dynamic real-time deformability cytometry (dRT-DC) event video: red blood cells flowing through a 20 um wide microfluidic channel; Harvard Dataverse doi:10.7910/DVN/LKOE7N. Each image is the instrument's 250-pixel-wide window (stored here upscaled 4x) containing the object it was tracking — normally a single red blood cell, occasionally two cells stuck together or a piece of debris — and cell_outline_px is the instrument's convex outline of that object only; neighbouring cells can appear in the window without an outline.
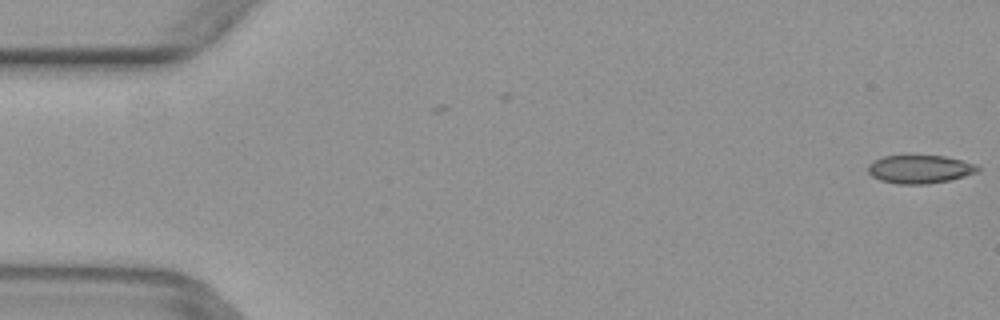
{"species": "common noctule bat (a hibernating species)", "species_latin": "Nyctalus noctula", "temperature_condition": "warm", "stored_images_in_passage": 3, "camera_frame_rate_fps": 3000, "um_per_image_px": 0.085, "animal": {"sex": "female", "body_mass_g": 29.2, "forearm_length_mm": 56.3}, "frame": {"image": 1, "passage_image": 1, "time_ms": 0.0, "image_size_px": [1000, 320], "cell_outline_px": [[980, 168], [976, 172], [964, 176], [948, 180], [928, 184], [896, 184], [880, 180], [872, 176], [868, 172], [868, 164], [884, 156], [944, 156], [976, 164]], "centroid_in_image_um": [78.16, 14.39], "position_along_channel_um": 6.8, "area_um2": 17.86}}